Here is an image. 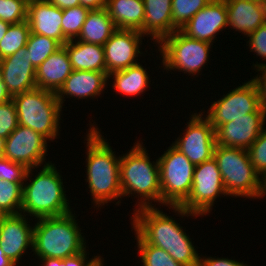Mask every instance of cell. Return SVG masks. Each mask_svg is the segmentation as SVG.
I'll use <instances>...</instances> for the list:
<instances>
[{
  "mask_svg": "<svg viewBox=\"0 0 266 266\" xmlns=\"http://www.w3.org/2000/svg\"><path fill=\"white\" fill-rule=\"evenodd\" d=\"M251 163L261 178L266 174V129L247 149Z\"/></svg>",
  "mask_w": 266,
  "mask_h": 266,
  "instance_id": "e575fe53",
  "label": "cell"
},
{
  "mask_svg": "<svg viewBox=\"0 0 266 266\" xmlns=\"http://www.w3.org/2000/svg\"><path fill=\"white\" fill-rule=\"evenodd\" d=\"M135 239L138 245L142 266H184L175 261L172 256L162 248L145 243L137 234Z\"/></svg>",
  "mask_w": 266,
  "mask_h": 266,
  "instance_id": "4dcf8cb0",
  "label": "cell"
},
{
  "mask_svg": "<svg viewBox=\"0 0 266 266\" xmlns=\"http://www.w3.org/2000/svg\"><path fill=\"white\" fill-rule=\"evenodd\" d=\"M10 100H12V97L8 94L7 85L3 82L2 69L0 65V104L9 102Z\"/></svg>",
  "mask_w": 266,
  "mask_h": 266,
  "instance_id": "ee69618b",
  "label": "cell"
},
{
  "mask_svg": "<svg viewBox=\"0 0 266 266\" xmlns=\"http://www.w3.org/2000/svg\"><path fill=\"white\" fill-rule=\"evenodd\" d=\"M106 9L117 29L142 33L145 19L143 0H107Z\"/></svg>",
  "mask_w": 266,
  "mask_h": 266,
  "instance_id": "d4e9b609",
  "label": "cell"
},
{
  "mask_svg": "<svg viewBox=\"0 0 266 266\" xmlns=\"http://www.w3.org/2000/svg\"><path fill=\"white\" fill-rule=\"evenodd\" d=\"M116 30L117 27L106 8L92 9L76 39L103 46Z\"/></svg>",
  "mask_w": 266,
  "mask_h": 266,
  "instance_id": "484cf974",
  "label": "cell"
},
{
  "mask_svg": "<svg viewBox=\"0 0 266 266\" xmlns=\"http://www.w3.org/2000/svg\"><path fill=\"white\" fill-rule=\"evenodd\" d=\"M72 71L68 52L62 46L36 69V87L57 93Z\"/></svg>",
  "mask_w": 266,
  "mask_h": 266,
  "instance_id": "44dd1931",
  "label": "cell"
},
{
  "mask_svg": "<svg viewBox=\"0 0 266 266\" xmlns=\"http://www.w3.org/2000/svg\"><path fill=\"white\" fill-rule=\"evenodd\" d=\"M87 253L88 252L85 249L78 255L63 259L64 266H97L103 260L99 255L93 256L94 258L89 259Z\"/></svg>",
  "mask_w": 266,
  "mask_h": 266,
  "instance_id": "f35d334b",
  "label": "cell"
},
{
  "mask_svg": "<svg viewBox=\"0 0 266 266\" xmlns=\"http://www.w3.org/2000/svg\"><path fill=\"white\" fill-rule=\"evenodd\" d=\"M89 11V8L82 5L63 9L62 32L68 40L76 39L79 36Z\"/></svg>",
  "mask_w": 266,
  "mask_h": 266,
  "instance_id": "d6a6232c",
  "label": "cell"
},
{
  "mask_svg": "<svg viewBox=\"0 0 266 266\" xmlns=\"http://www.w3.org/2000/svg\"><path fill=\"white\" fill-rule=\"evenodd\" d=\"M198 266H248L243 262L229 258L200 257Z\"/></svg>",
  "mask_w": 266,
  "mask_h": 266,
  "instance_id": "ab89813d",
  "label": "cell"
},
{
  "mask_svg": "<svg viewBox=\"0 0 266 266\" xmlns=\"http://www.w3.org/2000/svg\"><path fill=\"white\" fill-rule=\"evenodd\" d=\"M142 37L145 36L140 31L126 29H117L110 36L103 45L107 74L139 63L136 58L142 54Z\"/></svg>",
  "mask_w": 266,
  "mask_h": 266,
  "instance_id": "9a60e30c",
  "label": "cell"
},
{
  "mask_svg": "<svg viewBox=\"0 0 266 266\" xmlns=\"http://www.w3.org/2000/svg\"><path fill=\"white\" fill-rule=\"evenodd\" d=\"M29 0H0V20L16 24L27 20Z\"/></svg>",
  "mask_w": 266,
  "mask_h": 266,
  "instance_id": "836d02e7",
  "label": "cell"
},
{
  "mask_svg": "<svg viewBox=\"0 0 266 266\" xmlns=\"http://www.w3.org/2000/svg\"><path fill=\"white\" fill-rule=\"evenodd\" d=\"M28 223L26 215L20 213L6 215L0 225V247L16 266L27 248L33 250L34 227Z\"/></svg>",
  "mask_w": 266,
  "mask_h": 266,
  "instance_id": "e0dca14e",
  "label": "cell"
},
{
  "mask_svg": "<svg viewBox=\"0 0 266 266\" xmlns=\"http://www.w3.org/2000/svg\"><path fill=\"white\" fill-rule=\"evenodd\" d=\"M249 1H255V2H258V3H262L263 0H249Z\"/></svg>",
  "mask_w": 266,
  "mask_h": 266,
  "instance_id": "f5cc1de1",
  "label": "cell"
},
{
  "mask_svg": "<svg viewBox=\"0 0 266 266\" xmlns=\"http://www.w3.org/2000/svg\"><path fill=\"white\" fill-rule=\"evenodd\" d=\"M132 219L134 232L145 243L162 248L184 266H198L200 256L189 235L174 218L153 206L136 208Z\"/></svg>",
  "mask_w": 266,
  "mask_h": 266,
  "instance_id": "6da1fadb",
  "label": "cell"
},
{
  "mask_svg": "<svg viewBox=\"0 0 266 266\" xmlns=\"http://www.w3.org/2000/svg\"><path fill=\"white\" fill-rule=\"evenodd\" d=\"M161 204L180 206L189 196L193 184L194 165L173 145L158 158Z\"/></svg>",
  "mask_w": 266,
  "mask_h": 266,
  "instance_id": "30bf717a",
  "label": "cell"
},
{
  "mask_svg": "<svg viewBox=\"0 0 266 266\" xmlns=\"http://www.w3.org/2000/svg\"><path fill=\"white\" fill-rule=\"evenodd\" d=\"M72 212L57 216L38 218L33 230V252L39 259H65L86 249V240Z\"/></svg>",
  "mask_w": 266,
  "mask_h": 266,
  "instance_id": "277c9868",
  "label": "cell"
},
{
  "mask_svg": "<svg viewBox=\"0 0 266 266\" xmlns=\"http://www.w3.org/2000/svg\"><path fill=\"white\" fill-rule=\"evenodd\" d=\"M6 215H7V214H6L3 210L0 209V225H1V223H2L3 218H4Z\"/></svg>",
  "mask_w": 266,
  "mask_h": 266,
  "instance_id": "f907efd6",
  "label": "cell"
},
{
  "mask_svg": "<svg viewBox=\"0 0 266 266\" xmlns=\"http://www.w3.org/2000/svg\"><path fill=\"white\" fill-rule=\"evenodd\" d=\"M5 157V139L0 138V159Z\"/></svg>",
  "mask_w": 266,
  "mask_h": 266,
  "instance_id": "681fc988",
  "label": "cell"
},
{
  "mask_svg": "<svg viewBox=\"0 0 266 266\" xmlns=\"http://www.w3.org/2000/svg\"><path fill=\"white\" fill-rule=\"evenodd\" d=\"M212 102L204 115L216 130L220 125L254 113L261 108L260 98L255 83L250 80Z\"/></svg>",
  "mask_w": 266,
  "mask_h": 266,
  "instance_id": "8fae6325",
  "label": "cell"
},
{
  "mask_svg": "<svg viewBox=\"0 0 266 266\" xmlns=\"http://www.w3.org/2000/svg\"><path fill=\"white\" fill-rule=\"evenodd\" d=\"M256 70L257 72L260 71L262 75L259 74L258 76L254 77L251 80L255 83L257 87L261 107H263L266 111V65L260 68H257Z\"/></svg>",
  "mask_w": 266,
  "mask_h": 266,
  "instance_id": "60d3db41",
  "label": "cell"
},
{
  "mask_svg": "<svg viewBox=\"0 0 266 266\" xmlns=\"http://www.w3.org/2000/svg\"><path fill=\"white\" fill-rule=\"evenodd\" d=\"M62 17L63 10L49 1H28L27 22L31 33L52 38L63 46L68 39L62 32Z\"/></svg>",
  "mask_w": 266,
  "mask_h": 266,
  "instance_id": "d6986e66",
  "label": "cell"
},
{
  "mask_svg": "<svg viewBox=\"0 0 266 266\" xmlns=\"http://www.w3.org/2000/svg\"><path fill=\"white\" fill-rule=\"evenodd\" d=\"M114 79L112 89L124 96H137L143 94L149 87V75L146 69L139 63L126 69L114 71L108 74V78ZM145 90V91H144Z\"/></svg>",
  "mask_w": 266,
  "mask_h": 266,
  "instance_id": "4316f807",
  "label": "cell"
},
{
  "mask_svg": "<svg viewBox=\"0 0 266 266\" xmlns=\"http://www.w3.org/2000/svg\"><path fill=\"white\" fill-rule=\"evenodd\" d=\"M63 46L68 52L72 70L106 72L104 47L102 45L73 39L68 40Z\"/></svg>",
  "mask_w": 266,
  "mask_h": 266,
  "instance_id": "cb8c5ba5",
  "label": "cell"
},
{
  "mask_svg": "<svg viewBox=\"0 0 266 266\" xmlns=\"http://www.w3.org/2000/svg\"><path fill=\"white\" fill-rule=\"evenodd\" d=\"M24 182H9L0 179V209L8 214H20Z\"/></svg>",
  "mask_w": 266,
  "mask_h": 266,
  "instance_id": "f546056e",
  "label": "cell"
},
{
  "mask_svg": "<svg viewBox=\"0 0 266 266\" xmlns=\"http://www.w3.org/2000/svg\"><path fill=\"white\" fill-rule=\"evenodd\" d=\"M122 197L136 194L138 209L161 204L160 169L158 159L151 162L143 143L137 141L128 153L120 157ZM151 201V202H150Z\"/></svg>",
  "mask_w": 266,
  "mask_h": 266,
  "instance_id": "5b68a950",
  "label": "cell"
},
{
  "mask_svg": "<svg viewBox=\"0 0 266 266\" xmlns=\"http://www.w3.org/2000/svg\"><path fill=\"white\" fill-rule=\"evenodd\" d=\"M145 19L142 34L149 35L155 43H160L173 33L172 0H143Z\"/></svg>",
  "mask_w": 266,
  "mask_h": 266,
  "instance_id": "603a6c76",
  "label": "cell"
},
{
  "mask_svg": "<svg viewBox=\"0 0 266 266\" xmlns=\"http://www.w3.org/2000/svg\"><path fill=\"white\" fill-rule=\"evenodd\" d=\"M19 126L13 100L0 104V138L6 139Z\"/></svg>",
  "mask_w": 266,
  "mask_h": 266,
  "instance_id": "d590c367",
  "label": "cell"
},
{
  "mask_svg": "<svg viewBox=\"0 0 266 266\" xmlns=\"http://www.w3.org/2000/svg\"><path fill=\"white\" fill-rule=\"evenodd\" d=\"M266 111L261 107L254 113L220 125L215 130L216 144L247 150L265 127Z\"/></svg>",
  "mask_w": 266,
  "mask_h": 266,
  "instance_id": "5bb4252c",
  "label": "cell"
},
{
  "mask_svg": "<svg viewBox=\"0 0 266 266\" xmlns=\"http://www.w3.org/2000/svg\"><path fill=\"white\" fill-rule=\"evenodd\" d=\"M28 168L6 157L0 159V179L9 182H25Z\"/></svg>",
  "mask_w": 266,
  "mask_h": 266,
  "instance_id": "8d00e7d4",
  "label": "cell"
},
{
  "mask_svg": "<svg viewBox=\"0 0 266 266\" xmlns=\"http://www.w3.org/2000/svg\"><path fill=\"white\" fill-rule=\"evenodd\" d=\"M0 266H16L5 254L0 247Z\"/></svg>",
  "mask_w": 266,
  "mask_h": 266,
  "instance_id": "bcb514c9",
  "label": "cell"
},
{
  "mask_svg": "<svg viewBox=\"0 0 266 266\" xmlns=\"http://www.w3.org/2000/svg\"><path fill=\"white\" fill-rule=\"evenodd\" d=\"M249 37L248 45H249V51L254 52L257 56H260V58L263 60H266V22L263 23L257 30L252 32ZM266 64L256 62V64H253V67L260 68L262 66H265Z\"/></svg>",
  "mask_w": 266,
  "mask_h": 266,
  "instance_id": "74e56055",
  "label": "cell"
},
{
  "mask_svg": "<svg viewBox=\"0 0 266 266\" xmlns=\"http://www.w3.org/2000/svg\"><path fill=\"white\" fill-rule=\"evenodd\" d=\"M0 65L3 82L7 85L11 97L37 88L36 69L28 57L26 47L1 59Z\"/></svg>",
  "mask_w": 266,
  "mask_h": 266,
  "instance_id": "ac0fdd59",
  "label": "cell"
},
{
  "mask_svg": "<svg viewBox=\"0 0 266 266\" xmlns=\"http://www.w3.org/2000/svg\"><path fill=\"white\" fill-rule=\"evenodd\" d=\"M228 26L244 36L250 35L266 22L262 3L249 0H225Z\"/></svg>",
  "mask_w": 266,
  "mask_h": 266,
  "instance_id": "7402d4cb",
  "label": "cell"
},
{
  "mask_svg": "<svg viewBox=\"0 0 266 266\" xmlns=\"http://www.w3.org/2000/svg\"><path fill=\"white\" fill-rule=\"evenodd\" d=\"M47 139L40 133L29 127L19 125L5 139V157L15 163H19L30 168L41 167L46 163Z\"/></svg>",
  "mask_w": 266,
  "mask_h": 266,
  "instance_id": "4fadbf2b",
  "label": "cell"
},
{
  "mask_svg": "<svg viewBox=\"0 0 266 266\" xmlns=\"http://www.w3.org/2000/svg\"><path fill=\"white\" fill-rule=\"evenodd\" d=\"M211 0H172L173 32L182 27Z\"/></svg>",
  "mask_w": 266,
  "mask_h": 266,
  "instance_id": "1f68e13d",
  "label": "cell"
},
{
  "mask_svg": "<svg viewBox=\"0 0 266 266\" xmlns=\"http://www.w3.org/2000/svg\"><path fill=\"white\" fill-rule=\"evenodd\" d=\"M80 4L90 10L100 9L106 8L107 0H80Z\"/></svg>",
  "mask_w": 266,
  "mask_h": 266,
  "instance_id": "b9f144b4",
  "label": "cell"
},
{
  "mask_svg": "<svg viewBox=\"0 0 266 266\" xmlns=\"http://www.w3.org/2000/svg\"><path fill=\"white\" fill-rule=\"evenodd\" d=\"M228 26L225 0H211L180 31L187 37L213 44L218 32Z\"/></svg>",
  "mask_w": 266,
  "mask_h": 266,
  "instance_id": "2e32d148",
  "label": "cell"
},
{
  "mask_svg": "<svg viewBox=\"0 0 266 266\" xmlns=\"http://www.w3.org/2000/svg\"><path fill=\"white\" fill-rule=\"evenodd\" d=\"M40 262L41 266H64V261L60 258H44Z\"/></svg>",
  "mask_w": 266,
  "mask_h": 266,
  "instance_id": "f6af8a7d",
  "label": "cell"
},
{
  "mask_svg": "<svg viewBox=\"0 0 266 266\" xmlns=\"http://www.w3.org/2000/svg\"><path fill=\"white\" fill-rule=\"evenodd\" d=\"M266 195V174L261 179V197Z\"/></svg>",
  "mask_w": 266,
  "mask_h": 266,
  "instance_id": "c3c4849f",
  "label": "cell"
},
{
  "mask_svg": "<svg viewBox=\"0 0 266 266\" xmlns=\"http://www.w3.org/2000/svg\"><path fill=\"white\" fill-rule=\"evenodd\" d=\"M163 68L188 75L200 73L209 58L211 43L192 39L176 30L158 44Z\"/></svg>",
  "mask_w": 266,
  "mask_h": 266,
  "instance_id": "9c48e42d",
  "label": "cell"
},
{
  "mask_svg": "<svg viewBox=\"0 0 266 266\" xmlns=\"http://www.w3.org/2000/svg\"><path fill=\"white\" fill-rule=\"evenodd\" d=\"M203 113L192 114L183 136L172 143L194 166L211 159L216 145L215 129L203 117Z\"/></svg>",
  "mask_w": 266,
  "mask_h": 266,
  "instance_id": "7c38bea8",
  "label": "cell"
},
{
  "mask_svg": "<svg viewBox=\"0 0 266 266\" xmlns=\"http://www.w3.org/2000/svg\"><path fill=\"white\" fill-rule=\"evenodd\" d=\"M90 125V130L85 139L87 147L86 158V182L92 196V202L98 208L115 201L119 205L122 197L120 184V156L115 155V151L104 139L99 128ZM119 198V199H118Z\"/></svg>",
  "mask_w": 266,
  "mask_h": 266,
  "instance_id": "7a4b0ae2",
  "label": "cell"
},
{
  "mask_svg": "<svg viewBox=\"0 0 266 266\" xmlns=\"http://www.w3.org/2000/svg\"><path fill=\"white\" fill-rule=\"evenodd\" d=\"M16 105L19 125L40 133L48 141L59 136L60 105L56 93L44 89H33L12 97Z\"/></svg>",
  "mask_w": 266,
  "mask_h": 266,
  "instance_id": "52a82bcc",
  "label": "cell"
},
{
  "mask_svg": "<svg viewBox=\"0 0 266 266\" xmlns=\"http://www.w3.org/2000/svg\"><path fill=\"white\" fill-rule=\"evenodd\" d=\"M28 57L35 69L38 68L52 53L56 52L62 45L47 36L30 33L26 43Z\"/></svg>",
  "mask_w": 266,
  "mask_h": 266,
  "instance_id": "f1b7e54d",
  "label": "cell"
},
{
  "mask_svg": "<svg viewBox=\"0 0 266 266\" xmlns=\"http://www.w3.org/2000/svg\"><path fill=\"white\" fill-rule=\"evenodd\" d=\"M262 5H263L264 12H265V17H266V0L262 1Z\"/></svg>",
  "mask_w": 266,
  "mask_h": 266,
  "instance_id": "816d5d0a",
  "label": "cell"
},
{
  "mask_svg": "<svg viewBox=\"0 0 266 266\" xmlns=\"http://www.w3.org/2000/svg\"><path fill=\"white\" fill-rule=\"evenodd\" d=\"M107 80V72L73 70L56 93V97L61 106H63L66 96L67 98L86 99L91 97L93 99L104 91L106 83H108Z\"/></svg>",
  "mask_w": 266,
  "mask_h": 266,
  "instance_id": "ffe728a7",
  "label": "cell"
},
{
  "mask_svg": "<svg viewBox=\"0 0 266 266\" xmlns=\"http://www.w3.org/2000/svg\"><path fill=\"white\" fill-rule=\"evenodd\" d=\"M213 157L227 195L260 199L262 178L251 163L247 150L216 144Z\"/></svg>",
  "mask_w": 266,
  "mask_h": 266,
  "instance_id": "8992f818",
  "label": "cell"
},
{
  "mask_svg": "<svg viewBox=\"0 0 266 266\" xmlns=\"http://www.w3.org/2000/svg\"><path fill=\"white\" fill-rule=\"evenodd\" d=\"M48 1L62 10L81 5L80 0H48Z\"/></svg>",
  "mask_w": 266,
  "mask_h": 266,
  "instance_id": "7bdbcfd3",
  "label": "cell"
},
{
  "mask_svg": "<svg viewBox=\"0 0 266 266\" xmlns=\"http://www.w3.org/2000/svg\"><path fill=\"white\" fill-rule=\"evenodd\" d=\"M103 261H104V259L97 266H103L104 265L103 264L104 263Z\"/></svg>",
  "mask_w": 266,
  "mask_h": 266,
  "instance_id": "db71d44e",
  "label": "cell"
},
{
  "mask_svg": "<svg viewBox=\"0 0 266 266\" xmlns=\"http://www.w3.org/2000/svg\"><path fill=\"white\" fill-rule=\"evenodd\" d=\"M9 26H10V23L0 20V41L5 36Z\"/></svg>",
  "mask_w": 266,
  "mask_h": 266,
  "instance_id": "7dc6e473",
  "label": "cell"
},
{
  "mask_svg": "<svg viewBox=\"0 0 266 266\" xmlns=\"http://www.w3.org/2000/svg\"><path fill=\"white\" fill-rule=\"evenodd\" d=\"M42 168L32 181L30 174H33V168L28 169L26 173L21 213L38 219L72 212L64 191L62 176L57 171L55 163L44 164ZM28 180L30 182L26 184Z\"/></svg>",
  "mask_w": 266,
  "mask_h": 266,
  "instance_id": "3957f363",
  "label": "cell"
},
{
  "mask_svg": "<svg viewBox=\"0 0 266 266\" xmlns=\"http://www.w3.org/2000/svg\"><path fill=\"white\" fill-rule=\"evenodd\" d=\"M30 33V26L27 20L10 24L5 36L0 41V60L24 48Z\"/></svg>",
  "mask_w": 266,
  "mask_h": 266,
  "instance_id": "83f0119b",
  "label": "cell"
},
{
  "mask_svg": "<svg viewBox=\"0 0 266 266\" xmlns=\"http://www.w3.org/2000/svg\"><path fill=\"white\" fill-rule=\"evenodd\" d=\"M226 195L217 162L211 159L196 165L193 171V184L188 198L180 206H169L182 218L206 216L214 206L217 197Z\"/></svg>",
  "mask_w": 266,
  "mask_h": 266,
  "instance_id": "ba28073f",
  "label": "cell"
}]
</instances>
